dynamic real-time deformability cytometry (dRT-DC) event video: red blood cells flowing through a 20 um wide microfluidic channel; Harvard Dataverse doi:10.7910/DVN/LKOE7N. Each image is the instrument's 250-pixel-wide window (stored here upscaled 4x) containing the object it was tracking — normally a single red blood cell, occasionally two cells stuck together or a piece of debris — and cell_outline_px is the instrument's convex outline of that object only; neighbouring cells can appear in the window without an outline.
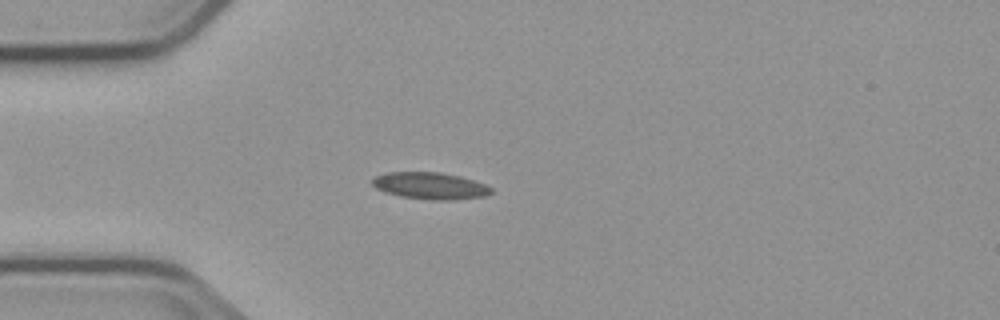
{"species": "common noctule bat (a hibernating species)", "species_latin": "Nyctalus noctula", "temperature_condition": "cold", "stored_images_in_passage": 3, "camera_frame_rate_fps": 3000, "um_per_image_px": 0.085, "animal": {"sex": "male", "body_mass_g": 23.1, "forearm_length_mm": 52.7}, "frame": {"image": 1, "passage_image": 3, "time_ms": 3.0, "image_size_px": [1000, 320], "cell_outline_px": [[492, 192], [484, 196], [452, 200], [432, 200], [400, 196], [384, 192], [376, 188], [372, 184], [372, 180], [376, 176], [384, 172], [440, 172], [460, 176], [484, 184], [492, 188]], "centroid_in_image_um": [36.53, 15.79], "position_along_channel_um": 48.5, "area_um2": 18.55}}